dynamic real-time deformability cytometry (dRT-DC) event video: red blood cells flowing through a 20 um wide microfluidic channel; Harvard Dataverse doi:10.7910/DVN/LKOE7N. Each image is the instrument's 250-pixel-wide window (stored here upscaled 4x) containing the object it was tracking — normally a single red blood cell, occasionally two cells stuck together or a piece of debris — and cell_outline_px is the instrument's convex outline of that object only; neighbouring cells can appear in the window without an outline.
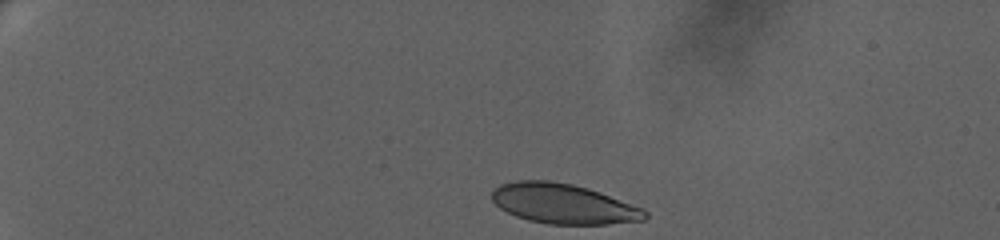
{"species": "human", "species_latin": "Homo sapiens", "temperature_condition": "warm", "stored_images_in_passage": 48, "camera_frame_rate_fps": 3000, "um_per_image_px": 0.085, "donor": {"sex": "female"}, "frame": {"image": 1, "passage_image": 1, "time_ms": 0.0, "image_size_px": [1000, 240], "cell_outline_px": [[648, 216], [644, 220], [608, 224], [548, 224], [528, 220], [516, 216], [500, 208], [492, 200], [492, 192], [500, 184], [516, 180], [548, 180], [572, 184], [588, 188], [600, 192], [644, 208], [648, 212]], "centroid_in_image_um": [47.9, 17.32], "position_along_channel_um": 37.1, "area_um2": 35.72}}
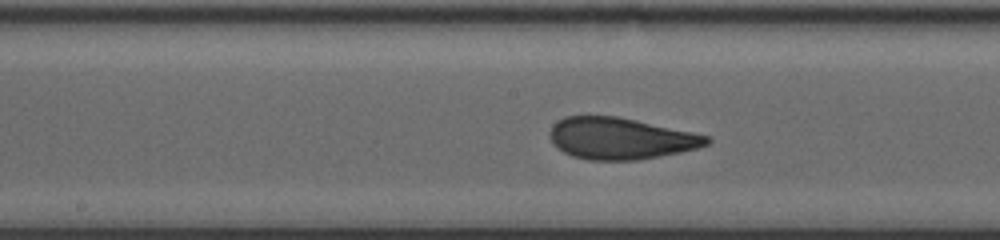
{"frame": {"image": 2, "passage_image": 24, "time_ms": 7.667, "image_size_px": [1000, 240], "cell_outline_px": [[712, 140], [708, 144], [696, 148], [680, 152], [640, 160], [588, 160], [572, 156], [556, 148], [552, 144], [548, 132], [552, 124], [556, 120], [564, 116], [616, 116], [636, 120], [692, 132], [708, 136]], "centroid_in_image_um": [52.68, 11.77], "position_along_channel_um": 195.5, "area_um2": 38.21}}
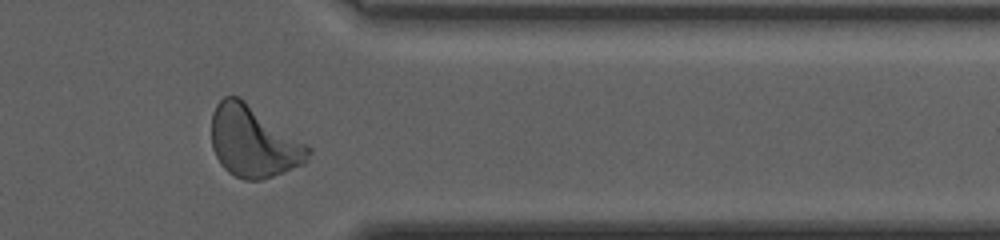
{"frame": {"image": 3, "passage_image": 42, "time_ms": 13.667, "image_size_px": [1000, 240], "cell_outline_px": [[312, 152], [308, 160], [304, 164], [284, 172], [260, 180], [244, 180], [228, 172], [220, 164], [212, 148], [212, 112], [216, 104], [224, 96], [240, 96], [308, 144], [312, 148]], "centroid_in_image_um": [21.57, 12.03], "position_along_channel_um": 389.8, "area_um2": 40.69}, "authors_computed_cell_mechanics": {"area_um2": 37.859, "velocity_mm_per_s": 3.2952, "shape_relaxation_time_tau1_ms": 4.494, "shape_relaxation_time_tau2_ms": 0.8576, "deformation_change_tau1": 0.1679, "deformation_change_tau2": 0.0688}}